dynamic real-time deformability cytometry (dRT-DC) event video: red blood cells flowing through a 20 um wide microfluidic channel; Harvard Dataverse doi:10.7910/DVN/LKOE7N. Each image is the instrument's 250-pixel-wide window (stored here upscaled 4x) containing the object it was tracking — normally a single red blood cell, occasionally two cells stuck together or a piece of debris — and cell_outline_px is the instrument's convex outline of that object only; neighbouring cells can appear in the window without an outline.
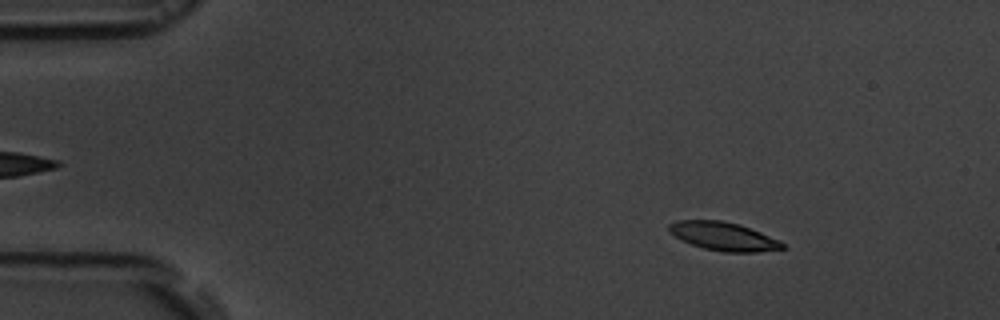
{"species": "common noctule bat (a hibernating species)", "species_latin": "Nyctalus noctula", "temperature_condition": "room temperature", "stored_images_in_passage": 56, "camera_frame_rate_fps": 3000, "um_per_image_px": 0.085, "animal": {"sex": "male", "body_mass_g": 19.5, "forearm_length_mm": 54.6}, "frame": {"image": 1, "passage_image": 8, "time_ms": 2.333, "image_size_px": [1000, 320], "cell_outline_px": [[784, 248], [756, 252], [724, 252], [704, 248], [680, 240], [668, 228], [668, 224], [676, 220], [720, 220], [740, 224], [780, 240], [784, 244]], "centroid_in_image_um": [61.49, 20.08], "position_along_channel_um": 23.5, "area_um2": 18.67}}
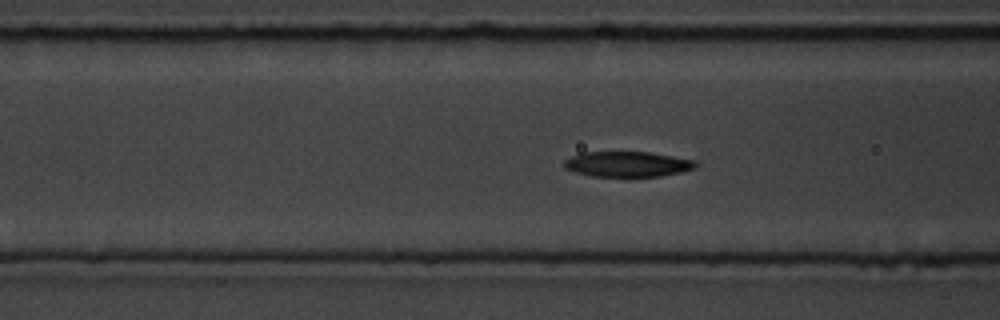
{"frame": {"image": 2, "passage_image": 22, "time_ms": 7.0, "image_size_px": [1000, 320], "cell_outline_px": [[700, 164], [696, 168], [680, 172], [660, 176], [628, 180], [592, 176], [576, 172], [564, 168], [564, 160], [580, 152], [648, 152], [696, 160]], "centroid_in_image_um": [53.35, 14.0], "position_along_channel_um": 113.2, "area_um2": 20.4}}
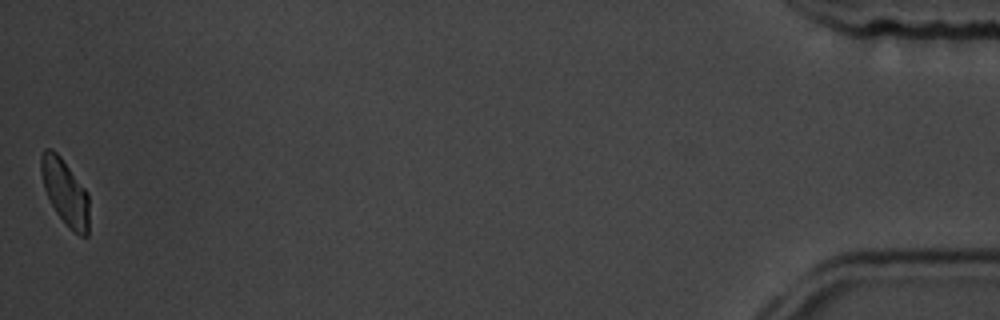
{"frame": {"image": 3, "passage_image": 56, "time_ms": 18.333, "image_size_px": [1000, 320], "cell_outline_px": [[88, 236], [80, 236], [56, 212], [44, 188], [40, 168], [40, 156], [44, 148], [52, 148], [60, 156], [88, 192]], "centroid_in_image_um": [5.52, 16.26], "position_along_channel_um": 429.7, "area_um2": 18.03}, "authors_computed_cell_mechanics": {"area_um2": 19.4786, "velocity_mm_per_s": 3.639, "shape_relaxation_time_tau1_ms": 2.8408, "shape_relaxation_time_tau2_ms": 5.8461, "deformation_change_tau1": 0.1292, "deformation_change_tau2": 0.0696}}